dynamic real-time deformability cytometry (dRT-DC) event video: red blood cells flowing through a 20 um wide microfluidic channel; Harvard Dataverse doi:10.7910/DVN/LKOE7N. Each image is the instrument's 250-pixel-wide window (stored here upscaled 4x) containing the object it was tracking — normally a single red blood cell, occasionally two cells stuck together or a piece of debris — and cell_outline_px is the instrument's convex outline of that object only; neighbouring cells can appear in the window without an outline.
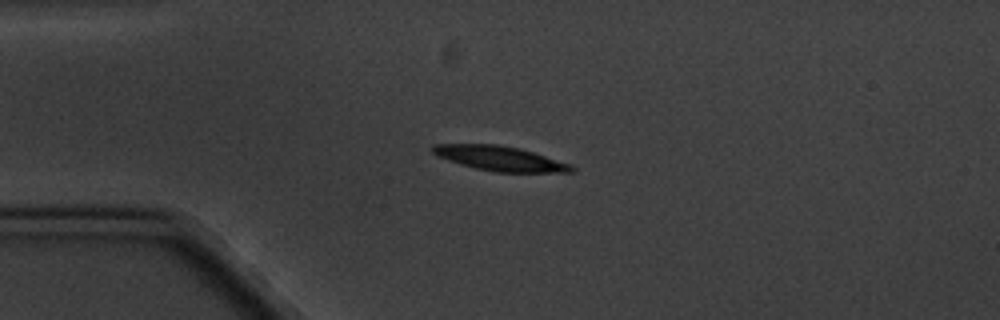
{"species": "common noctule bat (a hibernating species)", "species_latin": "Nyctalus noctula", "temperature_condition": "cold", "stored_images_in_passage": 5, "camera_frame_rate_fps": 3000, "um_per_image_px": 0.085, "animal": {"sex": "male", "body_mass_g": 20.1, "forearm_length_mm": 53.5}, "frame": {"image": 1, "passage_image": 3, "time_ms": 3.0, "image_size_px": [1000, 320], "cell_outline_px": [[576, 172], [496, 172], [476, 168], [460, 164], [436, 156], [432, 152], [432, 144], [496, 144], [520, 148], [572, 164], [576, 168]], "centroid_in_image_um": [42.52, 13.47], "position_along_channel_um": 42.5, "area_um2": 20.06}}